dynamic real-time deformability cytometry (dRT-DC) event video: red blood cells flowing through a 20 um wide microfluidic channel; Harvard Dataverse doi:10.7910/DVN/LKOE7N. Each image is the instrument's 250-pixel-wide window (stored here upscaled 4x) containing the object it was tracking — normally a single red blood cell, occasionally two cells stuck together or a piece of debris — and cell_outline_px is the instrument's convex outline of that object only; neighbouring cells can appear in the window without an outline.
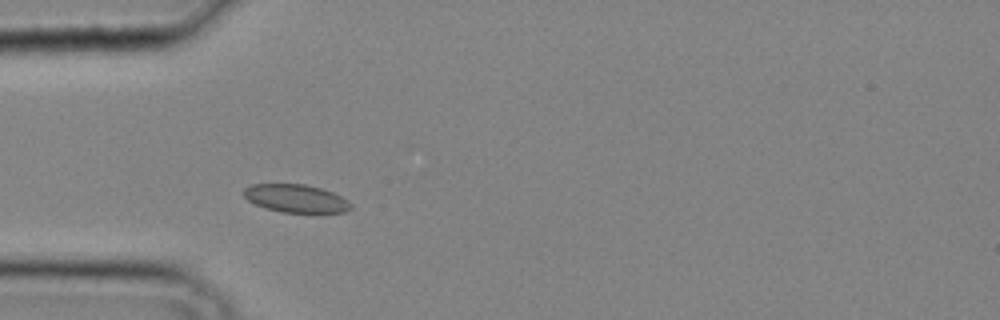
{"species": "common noctule bat (a hibernating species)", "species_latin": "Nyctalus noctula", "temperature_condition": "cold", "stored_images_in_passage": 30, "camera_frame_rate_fps": 3000, "um_per_image_px": 0.085, "animal": {"sex": "male", "body_mass_g": 20.4}, "frame": {"image": 1, "passage_image": 6, "time_ms": 1.667, "image_size_px": [1000, 320], "cell_outline_px": [[352, 208], [344, 212], [284, 212], [264, 208], [248, 200], [244, 196], [244, 188], [252, 184], [304, 184], [320, 188], [332, 192], [340, 196], [352, 204]], "centroid_in_image_um": [25.14, 16.86], "position_along_channel_um": 59.9, "area_um2": 17.28}}
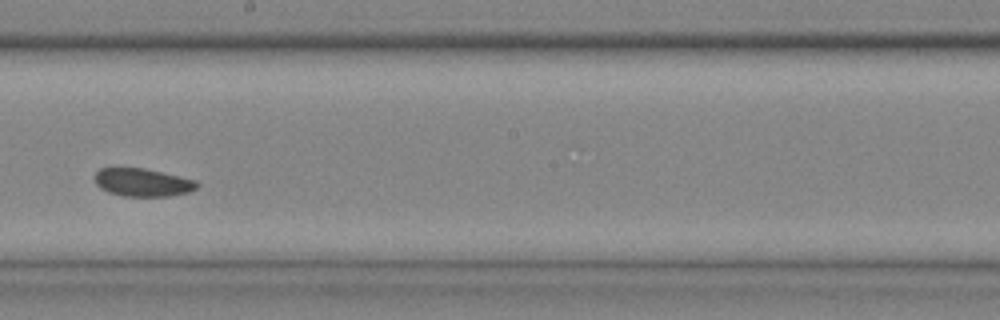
{"frame": {"image": 2, "passage_image": 16, "time_ms": 5.0, "image_size_px": [1000, 320], "cell_outline_px": [[200, 184], [196, 188], [188, 192], [168, 196], [124, 196], [108, 192], [100, 188], [96, 184], [92, 176], [100, 168], [112, 164], [116, 164], [144, 168], [196, 180]], "centroid_in_image_um": [12.01, 15.45], "position_along_channel_um": 236.2, "area_um2": 17.4}}
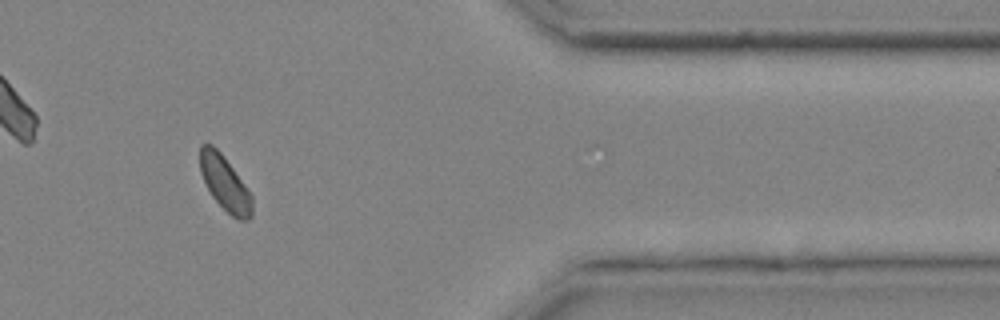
{"frame": {"image": 3, "passage_image": 26, "time_ms": 8.333, "image_size_px": [1000, 320], "cell_outline_px": [[252, 216], [248, 220], [240, 220], [232, 216], [212, 196], [200, 172], [200, 144], [212, 144], [220, 152], [232, 168], [252, 196]], "centroid_in_image_um": [19.11, 15.58], "position_along_channel_um": 392.3, "area_um2": 16.13}}